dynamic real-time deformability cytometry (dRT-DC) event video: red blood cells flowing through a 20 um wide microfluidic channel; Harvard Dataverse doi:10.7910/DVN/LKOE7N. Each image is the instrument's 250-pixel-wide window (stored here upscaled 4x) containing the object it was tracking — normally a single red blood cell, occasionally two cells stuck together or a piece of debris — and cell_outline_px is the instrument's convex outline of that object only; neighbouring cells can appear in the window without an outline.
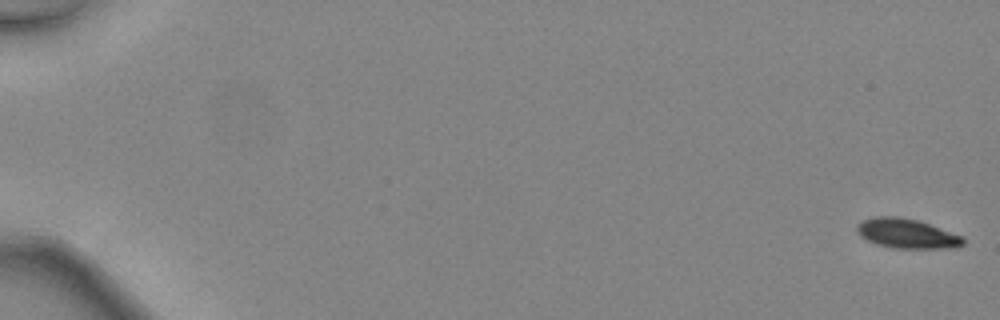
{"species": "common noctule bat (a hibernating species)", "species_latin": "Nyctalus noctula", "temperature_condition": "warm", "stored_images_in_passage": 48, "camera_frame_rate_fps": 3000, "um_per_image_px": 0.085, "animal": {"sex": "female", "body_mass_g": 24.6, "forearm_length_mm": 56.2}, "frame": {"image": 1, "passage_image": 1, "time_ms": 0.0, "image_size_px": [1000, 320], "cell_outline_px": [[964, 244], [956, 248], [896, 248], [876, 244], [860, 236], [856, 232], [856, 224], [860, 220], [872, 216], [900, 216], [920, 220], [964, 236]], "centroid_in_image_um": [77.07, 19.83], "position_along_channel_um": 7.9, "area_um2": 18.79}}
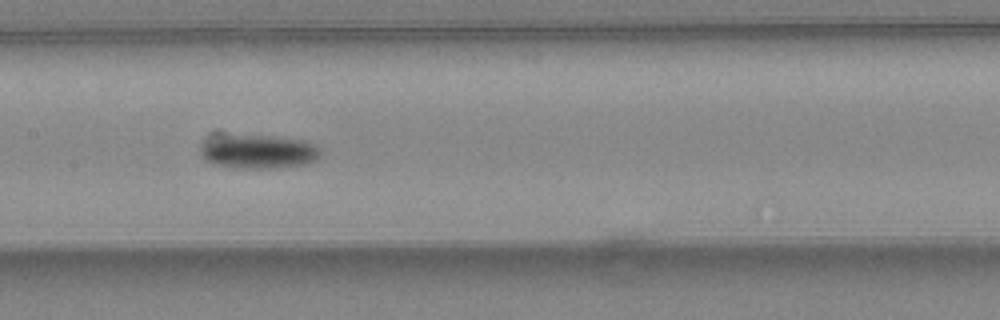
{"frame": {"image": 2, "passage_image": 26, "time_ms": 8.333, "image_size_px": [1000, 320], "cell_outline_px": [[320, 156], [316, 160], [304, 164], [276, 168], [232, 168], [212, 164], [204, 160], [200, 156], [200, 144], [204, 140], [216, 132], [224, 132], [264, 136], [300, 140], [316, 144], [320, 148]], "centroid_in_image_um": [21.8, 12.85], "position_along_channel_um": 185.6, "area_um2": 24.74}}
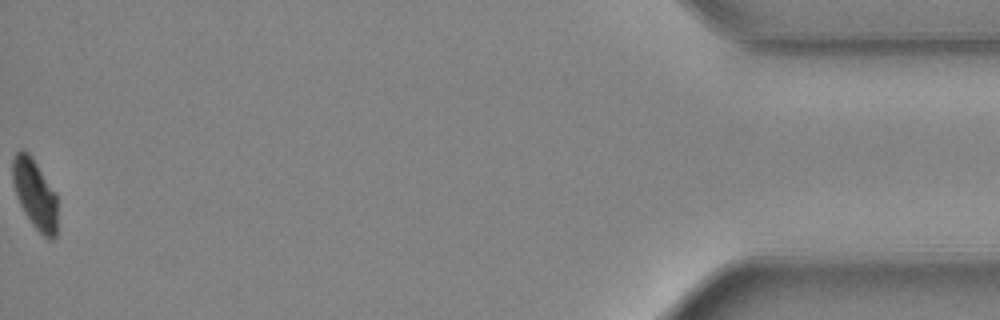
{"frame": {"image": 3, "passage_image": 48, "time_ms": 15.667, "image_size_px": [1000, 320], "cell_outline_px": [[56, 236], [52, 240], [48, 240], [32, 224], [24, 212], [16, 196], [12, 184], [12, 156], [20, 148], [28, 152], [56, 192]], "centroid_in_image_um": [2.94, 16.46], "position_along_channel_um": 432.3, "area_um2": 18.26}, "authors_computed_cell_mechanics": {"area_um2": 20.23, "velocity_mm_per_s": 4.5492, "shape_relaxation_time_tau1_ms": 1.231, "shape_relaxation_time_tau2_ms": null, "deformation_change_tau1": 0.1094, "deformation_change_tau2": null}}